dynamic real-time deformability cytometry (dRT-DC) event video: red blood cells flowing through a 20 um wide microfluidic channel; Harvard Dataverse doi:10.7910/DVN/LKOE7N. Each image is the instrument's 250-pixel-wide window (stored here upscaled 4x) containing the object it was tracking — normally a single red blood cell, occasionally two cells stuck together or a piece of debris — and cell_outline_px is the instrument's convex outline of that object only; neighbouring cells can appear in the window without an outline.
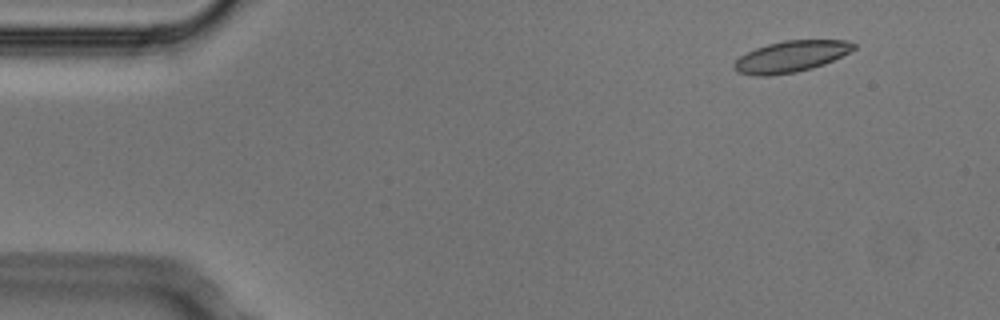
{"species": "Egyptian fruit bat (a non-hibernating species)", "species_latin": "Rousettus aegyptiacus", "temperature_condition": "cold", "stored_images_in_passage": 4, "camera_frame_rate_fps": 3000, "um_per_image_px": 0.085, "animal": {"sex": "male"}, "frame": {"image": 1, "passage_image": 2, "time_ms": 0.333, "image_size_px": [1000, 320], "cell_outline_px": [[856, 48], [824, 64], [812, 68], [796, 72], [768, 76], [752, 76], [736, 72], [732, 68], [732, 64], [740, 56], [756, 48], [768, 44], [784, 40], [848, 40], [856, 44]], "centroid_in_image_um": [67.19, 4.81], "position_along_channel_um": 17.8, "area_um2": 21.85}}
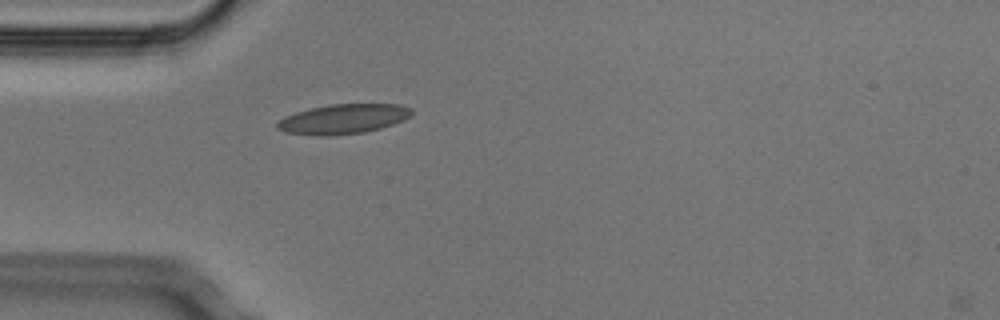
{"frame": {"image": 2, "passage_image": 4, "time_ms": 1.0, "image_size_px": [1000, 320], "cell_outline_px": [[412, 116], [404, 120], [380, 128], [364, 132], [328, 136], [316, 136], [284, 132], [276, 128], [276, 124], [284, 116], [296, 112], [328, 104], [400, 104], [412, 108]], "centroid_in_image_um": [29.17, 10.11], "position_along_channel_um": 55.8, "area_um2": 23.41}}